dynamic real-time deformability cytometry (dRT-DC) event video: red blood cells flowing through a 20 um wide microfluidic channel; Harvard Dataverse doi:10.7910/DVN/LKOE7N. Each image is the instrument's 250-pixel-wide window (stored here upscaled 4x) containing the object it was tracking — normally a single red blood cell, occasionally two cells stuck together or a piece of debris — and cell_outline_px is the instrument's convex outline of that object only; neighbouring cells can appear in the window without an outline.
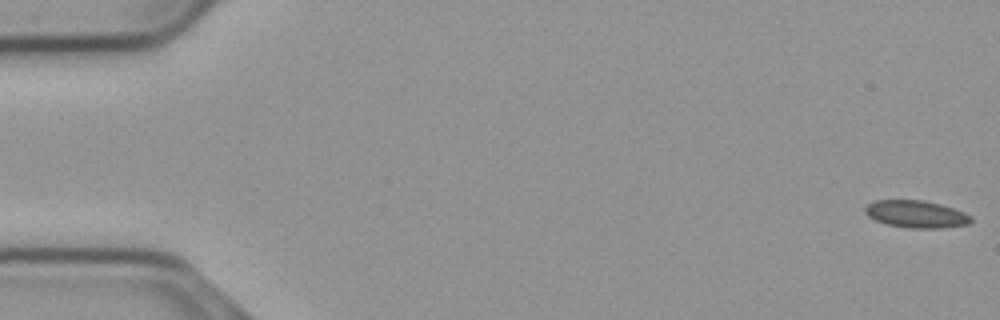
{"species": "common noctule bat (a hibernating species)", "species_latin": "Nyctalus noctula", "temperature_condition": "cold", "stored_images_in_passage": 56, "camera_frame_rate_fps": 3000, "um_per_image_px": 0.085, "animal": {"sex": "male", "body_mass_g": 23.1, "forearm_length_mm": 52.7}, "frame": {"image": 1, "passage_image": 1, "time_ms": 0.0, "image_size_px": [1000, 320], "cell_outline_px": [[972, 220], [968, 224], [940, 228], [908, 228], [888, 224], [876, 220], [868, 216], [864, 212], [864, 208], [872, 200], [924, 200], [940, 204], [964, 212], [972, 216]], "centroid_in_image_um": [77.86, 18.19], "position_along_channel_um": 7.1, "area_um2": 16.82}}
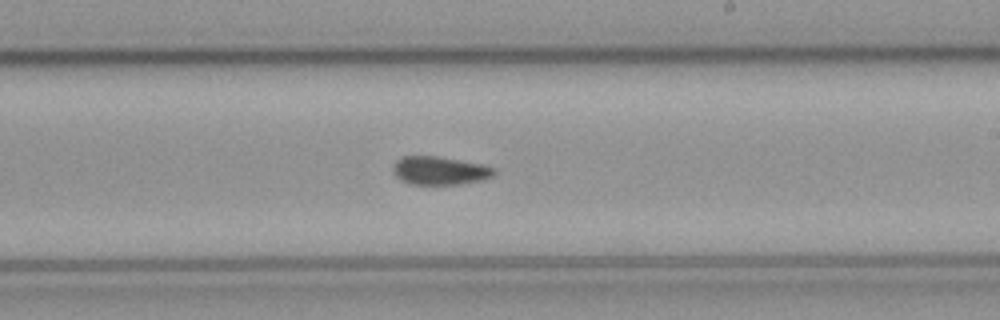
{"frame": {"image": 2, "passage_image": 33, "time_ms": 10.667, "image_size_px": [1000, 320], "cell_outline_px": [[496, 172], [492, 176], [484, 180], [460, 184], [408, 184], [400, 180], [396, 176], [392, 168], [396, 160], [404, 156], [436, 156], [480, 164], [496, 168]], "centroid_in_image_um": [37.37, 14.51], "position_along_channel_um": 251.6, "area_um2": 16.65}}
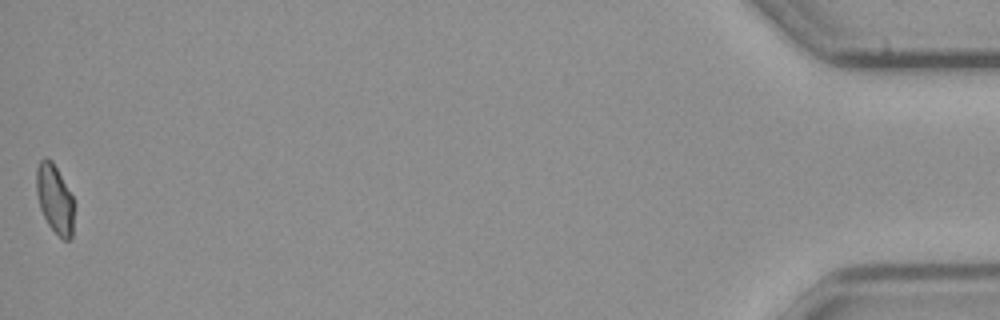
{"frame": {"image": 3, "passage_image": 56, "time_ms": 18.333, "image_size_px": [1000, 320], "cell_outline_px": [[72, 240], [64, 240], [48, 224], [40, 208], [36, 192], [36, 168], [40, 160], [44, 156], [52, 160], [72, 196]], "centroid_in_image_um": [4.62, 16.87], "position_along_channel_um": 430.6, "area_um2": 14.8}, "authors_computed_cell_mechanics": {"area_um2": 16.7042, "velocity_mm_per_s": 3.6776, "shape_relaxation_time_tau1_ms": null, "shape_relaxation_time_tau2_ms": 2.8205, "deformation_change_tau1": null, "deformation_change_tau2": 0.0623}}